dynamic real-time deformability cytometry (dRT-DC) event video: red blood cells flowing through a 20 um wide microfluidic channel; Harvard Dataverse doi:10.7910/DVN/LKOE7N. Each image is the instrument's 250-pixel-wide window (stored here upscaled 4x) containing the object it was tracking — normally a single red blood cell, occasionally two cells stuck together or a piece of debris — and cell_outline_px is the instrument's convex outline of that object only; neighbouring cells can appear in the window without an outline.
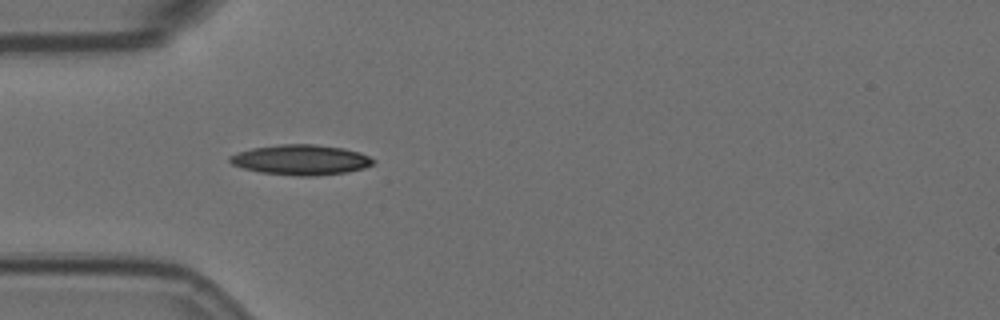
{"species": "Egyptian fruit bat (a non-hibernating species)", "species_latin": "Rousettus aegyptiacus", "temperature_condition": "room temperature", "stored_images_in_passage": 5, "camera_frame_rate_fps": 3000, "um_per_image_px": 0.085, "animal": {"sex": "female"}, "frame": {"image": 1, "passage_image": 5, "time_ms": 1.333, "image_size_px": [1000, 320], "cell_outline_px": [[376, 160], [372, 164], [364, 168], [344, 172], [316, 176], [300, 176], [260, 172], [244, 168], [232, 164], [228, 160], [228, 156], [252, 148], [280, 144], [316, 144], [344, 148], [360, 152]], "centroid_in_image_um": [25.58, 13.58], "position_along_channel_um": 59.4, "area_um2": 25.14}}